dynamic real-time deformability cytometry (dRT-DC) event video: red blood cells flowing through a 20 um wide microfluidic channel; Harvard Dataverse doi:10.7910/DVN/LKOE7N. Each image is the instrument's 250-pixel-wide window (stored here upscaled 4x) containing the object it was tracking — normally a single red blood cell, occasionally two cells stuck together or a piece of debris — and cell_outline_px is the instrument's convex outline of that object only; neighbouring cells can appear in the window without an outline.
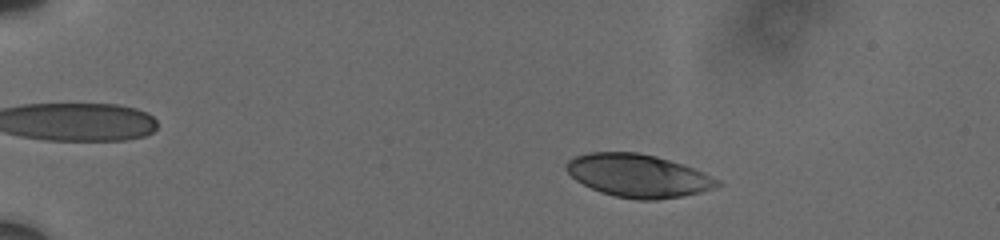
{"species": "human", "species_latin": "Homo sapiens", "temperature_condition": "cold", "stored_images_in_passage": 54, "camera_frame_rate_fps": 3000, "um_per_image_px": 0.085, "donor": {"sex": "male"}, "frame": {"image": 1, "passage_image": 7, "time_ms": 2.0, "image_size_px": [1000, 240], "cell_outline_px": [[724, 184], [700, 192], [680, 196], [656, 200], [636, 200], [616, 196], [600, 192], [576, 180], [564, 168], [564, 164], [568, 160], [576, 156], [588, 152], [636, 152], [656, 156], [692, 168], [720, 180]], "centroid_in_image_um": [54.21, 14.93], "position_along_channel_um": 30.8, "area_um2": 37.51}}
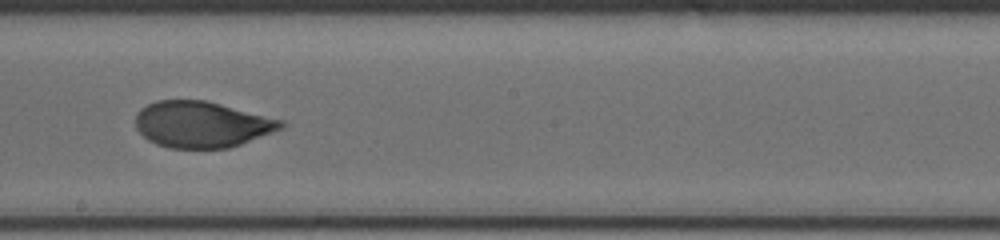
{"frame": {"image": 2, "passage_image": 31, "time_ms": 10.0, "image_size_px": [1000, 240], "cell_outline_px": [[288, 124], [284, 128], [240, 144], [228, 148], [168, 148], [156, 144], [148, 140], [136, 128], [136, 112], [140, 108], [156, 100], [204, 100], [284, 120]], "centroid_in_image_um": [17.15, 10.57], "position_along_channel_um": 231.1, "area_um2": 39.19}}
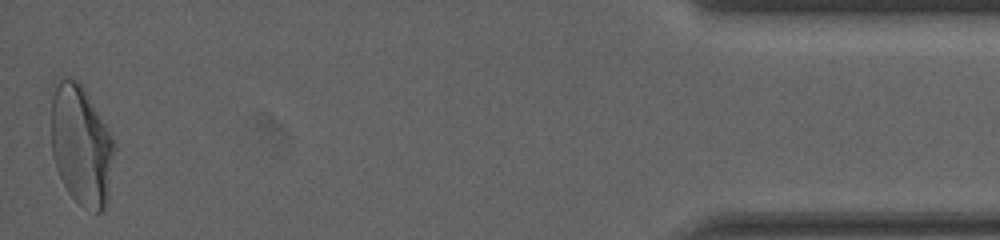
{"frame": {"image": 3, "passage_image": 53, "time_ms": 17.333, "image_size_px": [1000, 240], "cell_outline_px": [[116, 144], [108, 196], [104, 212], [96, 212], [84, 208], [68, 192], [56, 168], [52, 152], [52, 96], [56, 76], [68, 76], [80, 80], [112, 136]], "centroid_in_image_um": [6.91, 12.29], "position_along_channel_um": 428.3, "area_um2": 44.68}, "authors_computed_cell_mechanics": {"area_um2": 39.9976, "velocity_mm_per_s": 3.6906, "shape_relaxation_time_tau1_ms": 5.6324, "shape_relaxation_time_tau2_ms": 0.9008, "deformation_change_tau1": 0.2032, "deformation_change_tau2": 0.0562}}